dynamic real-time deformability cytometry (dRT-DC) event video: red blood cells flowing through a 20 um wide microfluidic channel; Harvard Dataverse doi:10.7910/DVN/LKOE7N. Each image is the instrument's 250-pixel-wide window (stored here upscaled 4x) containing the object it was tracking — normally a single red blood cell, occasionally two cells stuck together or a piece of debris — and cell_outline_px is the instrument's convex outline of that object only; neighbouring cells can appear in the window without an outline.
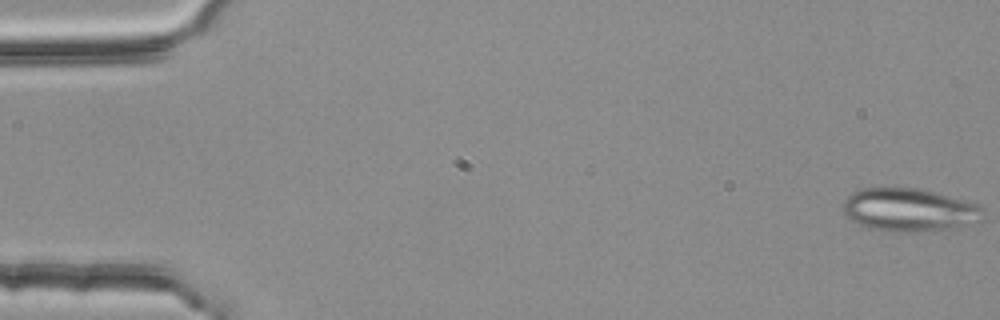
{"species": "common noctule bat (a hibernating species)", "species_latin": "Nyctalus noctula", "temperature_condition": "room temperature", "stored_images_in_passage": 54, "segment_of_instrument_passage": [1, 2], "camera_frame_rate_fps": 3000, "um_per_image_px": 0.085, "animal": {"sex": "female", "body_mass_g": 25.1}, "frame": {"image": 1, "passage_image": 1, "time_ms": 0.0, "image_size_px": [1000, 320], "cell_outline_px": [[984, 208], [980, 220], [964, 224], [944, 228], [916, 232], [892, 232], [868, 228], [860, 224], [848, 216], [844, 212], [844, 200], [852, 192], [860, 188], [916, 188], [932, 192], [976, 204]], "centroid_in_image_um": [77.21, 17.83], "position_along_channel_um": 7.8, "area_um2": 34.28}}